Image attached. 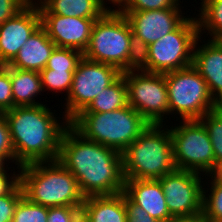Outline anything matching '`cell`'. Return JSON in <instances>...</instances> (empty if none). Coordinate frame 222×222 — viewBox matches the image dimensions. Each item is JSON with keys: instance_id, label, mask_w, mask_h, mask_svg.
<instances>
[{"instance_id": "6da1fadb", "label": "cell", "mask_w": 222, "mask_h": 222, "mask_svg": "<svg viewBox=\"0 0 222 222\" xmlns=\"http://www.w3.org/2000/svg\"><path fill=\"white\" fill-rule=\"evenodd\" d=\"M57 160L74 175L85 197L124 191L122 153L85 139L70 124L61 135Z\"/></svg>"}, {"instance_id": "f546056e", "label": "cell", "mask_w": 222, "mask_h": 222, "mask_svg": "<svg viewBox=\"0 0 222 222\" xmlns=\"http://www.w3.org/2000/svg\"><path fill=\"white\" fill-rule=\"evenodd\" d=\"M179 0H116L119 12H139L173 8Z\"/></svg>"}, {"instance_id": "8fae6325", "label": "cell", "mask_w": 222, "mask_h": 222, "mask_svg": "<svg viewBox=\"0 0 222 222\" xmlns=\"http://www.w3.org/2000/svg\"><path fill=\"white\" fill-rule=\"evenodd\" d=\"M128 105L135 109L150 124H163L164 115H169L168 90L165 76L146 71L124 72Z\"/></svg>"}, {"instance_id": "7402d4cb", "label": "cell", "mask_w": 222, "mask_h": 222, "mask_svg": "<svg viewBox=\"0 0 222 222\" xmlns=\"http://www.w3.org/2000/svg\"><path fill=\"white\" fill-rule=\"evenodd\" d=\"M128 105L127 86L124 74L110 86L99 93L98 96L81 112H111Z\"/></svg>"}, {"instance_id": "30bf717a", "label": "cell", "mask_w": 222, "mask_h": 222, "mask_svg": "<svg viewBox=\"0 0 222 222\" xmlns=\"http://www.w3.org/2000/svg\"><path fill=\"white\" fill-rule=\"evenodd\" d=\"M121 75L122 72L112 65L94 62L83 57L73 73L71 88L65 98L63 120L70 122Z\"/></svg>"}, {"instance_id": "8d00e7d4", "label": "cell", "mask_w": 222, "mask_h": 222, "mask_svg": "<svg viewBox=\"0 0 222 222\" xmlns=\"http://www.w3.org/2000/svg\"><path fill=\"white\" fill-rule=\"evenodd\" d=\"M7 171H0V197L8 194L19 182L20 174H12V178Z\"/></svg>"}, {"instance_id": "74e56055", "label": "cell", "mask_w": 222, "mask_h": 222, "mask_svg": "<svg viewBox=\"0 0 222 222\" xmlns=\"http://www.w3.org/2000/svg\"><path fill=\"white\" fill-rule=\"evenodd\" d=\"M169 222H203V220L200 218H190V219H174Z\"/></svg>"}, {"instance_id": "f35d334b", "label": "cell", "mask_w": 222, "mask_h": 222, "mask_svg": "<svg viewBox=\"0 0 222 222\" xmlns=\"http://www.w3.org/2000/svg\"><path fill=\"white\" fill-rule=\"evenodd\" d=\"M26 6H32V5H41L45 0H38L40 1L39 3L33 2V0H21Z\"/></svg>"}, {"instance_id": "d6a6232c", "label": "cell", "mask_w": 222, "mask_h": 222, "mask_svg": "<svg viewBox=\"0 0 222 222\" xmlns=\"http://www.w3.org/2000/svg\"><path fill=\"white\" fill-rule=\"evenodd\" d=\"M82 207H49L47 222H76L81 217Z\"/></svg>"}, {"instance_id": "ab89813d", "label": "cell", "mask_w": 222, "mask_h": 222, "mask_svg": "<svg viewBox=\"0 0 222 222\" xmlns=\"http://www.w3.org/2000/svg\"><path fill=\"white\" fill-rule=\"evenodd\" d=\"M5 160L6 159L2 155H0V171H7L6 167H4V165L7 164V161Z\"/></svg>"}, {"instance_id": "52a82bcc", "label": "cell", "mask_w": 222, "mask_h": 222, "mask_svg": "<svg viewBox=\"0 0 222 222\" xmlns=\"http://www.w3.org/2000/svg\"><path fill=\"white\" fill-rule=\"evenodd\" d=\"M164 76L169 114L175 111L182 120H200L219 107L211 97L206 81L192 65L164 73Z\"/></svg>"}, {"instance_id": "4dcf8cb0", "label": "cell", "mask_w": 222, "mask_h": 222, "mask_svg": "<svg viewBox=\"0 0 222 222\" xmlns=\"http://www.w3.org/2000/svg\"><path fill=\"white\" fill-rule=\"evenodd\" d=\"M23 196L19 182L8 194L0 197V222H12L15 208Z\"/></svg>"}, {"instance_id": "1f68e13d", "label": "cell", "mask_w": 222, "mask_h": 222, "mask_svg": "<svg viewBox=\"0 0 222 222\" xmlns=\"http://www.w3.org/2000/svg\"><path fill=\"white\" fill-rule=\"evenodd\" d=\"M13 108V94L10 80V67L0 65V113Z\"/></svg>"}, {"instance_id": "e575fe53", "label": "cell", "mask_w": 222, "mask_h": 222, "mask_svg": "<svg viewBox=\"0 0 222 222\" xmlns=\"http://www.w3.org/2000/svg\"><path fill=\"white\" fill-rule=\"evenodd\" d=\"M126 222H161L152 218L142 207L125 195Z\"/></svg>"}, {"instance_id": "7c38bea8", "label": "cell", "mask_w": 222, "mask_h": 222, "mask_svg": "<svg viewBox=\"0 0 222 222\" xmlns=\"http://www.w3.org/2000/svg\"><path fill=\"white\" fill-rule=\"evenodd\" d=\"M158 180L174 219L201 217L204 186L199 173L175 169Z\"/></svg>"}, {"instance_id": "ffe728a7", "label": "cell", "mask_w": 222, "mask_h": 222, "mask_svg": "<svg viewBox=\"0 0 222 222\" xmlns=\"http://www.w3.org/2000/svg\"><path fill=\"white\" fill-rule=\"evenodd\" d=\"M105 5V0H45L37 6L40 14L99 19L109 10Z\"/></svg>"}, {"instance_id": "277c9868", "label": "cell", "mask_w": 222, "mask_h": 222, "mask_svg": "<svg viewBox=\"0 0 222 222\" xmlns=\"http://www.w3.org/2000/svg\"><path fill=\"white\" fill-rule=\"evenodd\" d=\"M163 126L150 124L122 152L125 179H160L176 169L170 129Z\"/></svg>"}, {"instance_id": "7a4b0ae2", "label": "cell", "mask_w": 222, "mask_h": 222, "mask_svg": "<svg viewBox=\"0 0 222 222\" xmlns=\"http://www.w3.org/2000/svg\"><path fill=\"white\" fill-rule=\"evenodd\" d=\"M3 114L9 125L18 167L57 160L60 138L68 121L60 125L55 113L43 104L16 106Z\"/></svg>"}, {"instance_id": "9a60e30c", "label": "cell", "mask_w": 222, "mask_h": 222, "mask_svg": "<svg viewBox=\"0 0 222 222\" xmlns=\"http://www.w3.org/2000/svg\"><path fill=\"white\" fill-rule=\"evenodd\" d=\"M179 2L168 9L139 12H120L128 20L132 32L148 45L174 31L186 18L183 17Z\"/></svg>"}, {"instance_id": "e0dca14e", "label": "cell", "mask_w": 222, "mask_h": 222, "mask_svg": "<svg viewBox=\"0 0 222 222\" xmlns=\"http://www.w3.org/2000/svg\"><path fill=\"white\" fill-rule=\"evenodd\" d=\"M124 194L161 222L174 220L168 211L162 185L158 179H125Z\"/></svg>"}, {"instance_id": "5bb4252c", "label": "cell", "mask_w": 222, "mask_h": 222, "mask_svg": "<svg viewBox=\"0 0 222 222\" xmlns=\"http://www.w3.org/2000/svg\"><path fill=\"white\" fill-rule=\"evenodd\" d=\"M41 26L56 47L72 48L84 53L88 47L92 27L96 20L66 17L58 14H40Z\"/></svg>"}, {"instance_id": "9c48e42d", "label": "cell", "mask_w": 222, "mask_h": 222, "mask_svg": "<svg viewBox=\"0 0 222 222\" xmlns=\"http://www.w3.org/2000/svg\"><path fill=\"white\" fill-rule=\"evenodd\" d=\"M198 29L196 17H186L174 31L150 44L148 72L164 74L192 65Z\"/></svg>"}, {"instance_id": "d4e9b609", "label": "cell", "mask_w": 222, "mask_h": 222, "mask_svg": "<svg viewBox=\"0 0 222 222\" xmlns=\"http://www.w3.org/2000/svg\"><path fill=\"white\" fill-rule=\"evenodd\" d=\"M200 121L204 124L212 143L215 163L222 168V106L205 114Z\"/></svg>"}, {"instance_id": "ba28073f", "label": "cell", "mask_w": 222, "mask_h": 222, "mask_svg": "<svg viewBox=\"0 0 222 222\" xmlns=\"http://www.w3.org/2000/svg\"><path fill=\"white\" fill-rule=\"evenodd\" d=\"M170 134L176 169L207 175L220 173L208 132L200 120H183L179 126L170 127Z\"/></svg>"}, {"instance_id": "836d02e7", "label": "cell", "mask_w": 222, "mask_h": 222, "mask_svg": "<svg viewBox=\"0 0 222 222\" xmlns=\"http://www.w3.org/2000/svg\"><path fill=\"white\" fill-rule=\"evenodd\" d=\"M0 155H2L6 161L12 160L13 163L15 161L16 164V156L11 142L9 125L3 113H0Z\"/></svg>"}, {"instance_id": "3957f363", "label": "cell", "mask_w": 222, "mask_h": 222, "mask_svg": "<svg viewBox=\"0 0 222 222\" xmlns=\"http://www.w3.org/2000/svg\"><path fill=\"white\" fill-rule=\"evenodd\" d=\"M23 195L45 207H82L85 196L74 175L58 160L20 166Z\"/></svg>"}, {"instance_id": "5b68a950", "label": "cell", "mask_w": 222, "mask_h": 222, "mask_svg": "<svg viewBox=\"0 0 222 222\" xmlns=\"http://www.w3.org/2000/svg\"><path fill=\"white\" fill-rule=\"evenodd\" d=\"M69 124L85 139L122 153L150 123L130 105L111 112H80Z\"/></svg>"}, {"instance_id": "4fadbf2b", "label": "cell", "mask_w": 222, "mask_h": 222, "mask_svg": "<svg viewBox=\"0 0 222 222\" xmlns=\"http://www.w3.org/2000/svg\"><path fill=\"white\" fill-rule=\"evenodd\" d=\"M41 26L38 6H25L0 25V65H8Z\"/></svg>"}, {"instance_id": "cb8c5ba5", "label": "cell", "mask_w": 222, "mask_h": 222, "mask_svg": "<svg viewBox=\"0 0 222 222\" xmlns=\"http://www.w3.org/2000/svg\"><path fill=\"white\" fill-rule=\"evenodd\" d=\"M211 177V188L209 194L203 188L202 215L203 222H222V175L214 173L207 175Z\"/></svg>"}, {"instance_id": "d6986e66", "label": "cell", "mask_w": 222, "mask_h": 222, "mask_svg": "<svg viewBox=\"0 0 222 222\" xmlns=\"http://www.w3.org/2000/svg\"><path fill=\"white\" fill-rule=\"evenodd\" d=\"M81 217L86 222H126L124 192L85 197Z\"/></svg>"}, {"instance_id": "d590c367", "label": "cell", "mask_w": 222, "mask_h": 222, "mask_svg": "<svg viewBox=\"0 0 222 222\" xmlns=\"http://www.w3.org/2000/svg\"><path fill=\"white\" fill-rule=\"evenodd\" d=\"M25 6L21 0H0V25L14 17Z\"/></svg>"}, {"instance_id": "8992f818", "label": "cell", "mask_w": 222, "mask_h": 222, "mask_svg": "<svg viewBox=\"0 0 222 222\" xmlns=\"http://www.w3.org/2000/svg\"><path fill=\"white\" fill-rule=\"evenodd\" d=\"M132 29L126 17L117 9H109L95 21L88 47L83 57L109 64L126 72Z\"/></svg>"}, {"instance_id": "f1b7e54d", "label": "cell", "mask_w": 222, "mask_h": 222, "mask_svg": "<svg viewBox=\"0 0 222 222\" xmlns=\"http://www.w3.org/2000/svg\"><path fill=\"white\" fill-rule=\"evenodd\" d=\"M74 72L75 71L51 70L44 68L39 72L43 91H46V89L54 91L55 93H58V91H66L68 95L73 81Z\"/></svg>"}, {"instance_id": "2e32d148", "label": "cell", "mask_w": 222, "mask_h": 222, "mask_svg": "<svg viewBox=\"0 0 222 222\" xmlns=\"http://www.w3.org/2000/svg\"><path fill=\"white\" fill-rule=\"evenodd\" d=\"M200 38L194 45L192 66L206 81L211 97L222 106V42L210 39L197 48Z\"/></svg>"}, {"instance_id": "603a6c76", "label": "cell", "mask_w": 222, "mask_h": 222, "mask_svg": "<svg viewBox=\"0 0 222 222\" xmlns=\"http://www.w3.org/2000/svg\"><path fill=\"white\" fill-rule=\"evenodd\" d=\"M197 19L199 36L208 30L211 40L222 41V0H201ZM200 17V18H199ZM203 28V29H202Z\"/></svg>"}, {"instance_id": "ac0fdd59", "label": "cell", "mask_w": 222, "mask_h": 222, "mask_svg": "<svg viewBox=\"0 0 222 222\" xmlns=\"http://www.w3.org/2000/svg\"><path fill=\"white\" fill-rule=\"evenodd\" d=\"M56 44L48 37L46 30L40 26L26 41L9 67L40 72L46 68L48 59Z\"/></svg>"}, {"instance_id": "83f0119b", "label": "cell", "mask_w": 222, "mask_h": 222, "mask_svg": "<svg viewBox=\"0 0 222 222\" xmlns=\"http://www.w3.org/2000/svg\"><path fill=\"white\" fill-rule=\"evenodd\" d=\"M48 208L23 196L15 208L12 222H47Z\"/></svg>"}, {"instance_id": "4316f807", "label": "cell", "mask_w": 222, "mask_h": 222, "mask_svg": "<svg viewBox=\"0 0 222 222\" xmlns=\"http://www.w3.org/2000/svg\"><path fill=\"white\" fill-rule=\"evenodd\" d=\"M83 58L79 50L64 47H55L48 59L46 68L51 70L76 71L77 65Z\"/></svg>"}, {"instance_id": "44dd1931", "label": "cell", "mask_w": 222, "mask_h": 222, "mask_svg": "<svg viewBox=\"0 0 222 222\" xmlns=\"http://www.w3.org/2000/svg\"><path fill=\"white\" fill-rule=\"evenodd\" d=\"M10 80L13 94V108L16 106H35V97L43 91L39 72L10 67Z\"/></svg>"}, {"instance_id": "484cf974", "label": "cell", "mask_w": 222, "mask_h": 222, "mask_svg": "<svg viewBox=\"0 0 222 222\" xmlns=\"http://www.w3.org/2000/svg\"><path fill=\"white\" fill-rule=\"evenodd\" d=\"M149 45L138 35L131 32L130 48L127 57V71H146L148 72Z\"/></svg>"}, {"instance_id": "60d3db41", "label": "cell", "mask_w": 222, "mask_h": 222, "mask_svg": "<svg viewBox=\"0 0 222 222\" xmlns=\"http://www.w3.org/2000/svg\"><path fill=\"white\" fill-rule=\"evenodd\" d=\"M76 222H86L82 217H80Z\"/></svg>"}]
</instances>
